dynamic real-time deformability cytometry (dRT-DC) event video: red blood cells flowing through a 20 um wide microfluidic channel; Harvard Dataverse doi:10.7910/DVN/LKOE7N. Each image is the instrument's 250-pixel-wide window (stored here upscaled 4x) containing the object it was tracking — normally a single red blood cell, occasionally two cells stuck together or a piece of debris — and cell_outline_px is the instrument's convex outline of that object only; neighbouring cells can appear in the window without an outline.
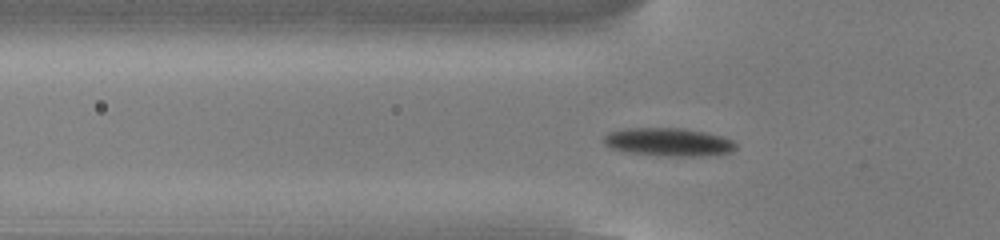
{"species": "common noctule bat (a hibernating species)", "species_latin": "Nyctalus noctula", "temperature_condition": "cold", "stored_images_in_passage": 53, "camera_frame_rate_fps": 3000, "um_per_image_px": 0.085, "animal": {"sex": "male", "body_mass_g": 13.0, "forearm_length_mm": 53.1}, "frame": {"image": 1, "passage_image": 17, "time_ms": 5.333, "image_size_px": [1000, 240], "cell_outline_px": [[736, 148], [732, 152], [704, 156], [668, 156], [628, 152], [612, 148], [604, 144], [604, 136], [608, 132], [624, 128], [684, 128], [724, 136], [732, 140], [736, 144]], "centroid_in_image_um": [56.84, 12.07], "position_along_channel_um": 69.0, "area_um2": 21.73}}
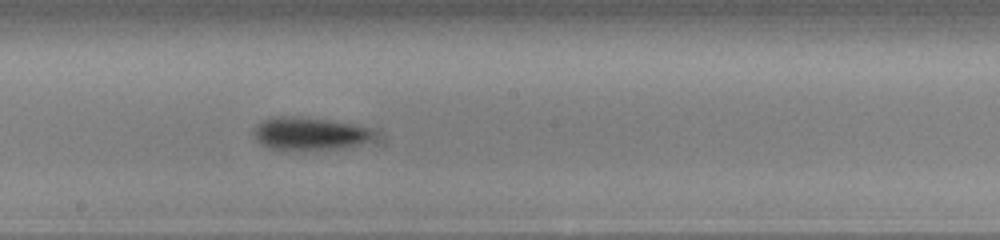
{"frame": {"image": 2, "passage_image": 29, "time_ms": 9.333, "image_size_px": [1000, 240], "cell_outline_px": [[372, 136], [368, 140], [360, 144], [340, 148], [280, 152], [268, 148], [260, 144], [256, 140], [252, 132], [252, 128], [256, 124], [264, 120], [276, 116], [284, 116], [328, 120], [352, 124], [368, 128], [372, 132]], "centroid_in_image_um": [26.17, 11.4], "position_along_channel_um": 222.0, "area_um2": 23.18}}
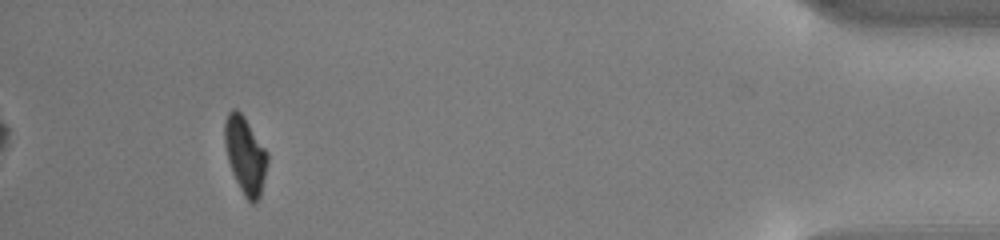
{"frame": {"image": 3, "passage_image": 49, "time_ms": 16.0, "image_size_px": [1000, 240], "cell_outline_px": [[268, 160], [260, 196], [252, 204], [244, 196], [232, 172], [228, 160], [224, 144], [224, 120], [228, 112], [232, 108], [236, 108], [244, 116], [268, 152]], "centroid_in_image_um": [20.83, 13.14], "position_along_channel_um": 414.4, "area_um2": 19.19}, "authors_computed_cell_mechanics": {"area_um2": 20.1144, "velocity_mm_per_s": 3.8497, "shape_relaxation_time_tau1_ms": 2.0541, "shape_relaxation_time_tau2_ms": null, "deformation_change_tau1": 0.1324, "deformation_change_tau2": null}}